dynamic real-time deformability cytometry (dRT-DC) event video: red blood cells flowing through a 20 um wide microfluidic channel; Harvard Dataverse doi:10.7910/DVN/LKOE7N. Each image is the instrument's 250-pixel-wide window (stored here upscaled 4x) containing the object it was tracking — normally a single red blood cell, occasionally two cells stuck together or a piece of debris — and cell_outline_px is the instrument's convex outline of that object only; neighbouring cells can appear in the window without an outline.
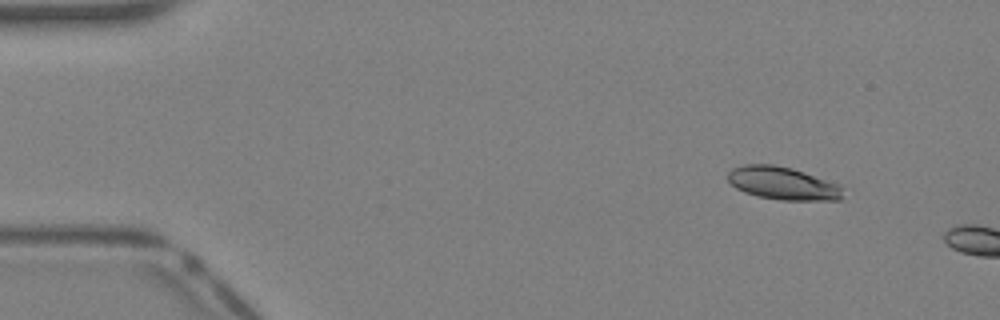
{"species": "Egyptian fruit bat (a non-hibernating species)", "species_latin": "Rousettus aegyptiacus", "temperature_condition": "warm", "stored_images_in_passage": 7, "camera_frame_rate_fps": 3000, "um_per_image_px": 0.085, "animal": {"sex": "female"}, "frame": {"image": 1, "passage_image": 4, "time_ms": 1.0, "image_size_px": [1000, 320], "cell_outline_px": [[840, 200], [780, 200], [756, 196], [744, 192], [736, 188], [728, 180], [728, 172], [732, 168], [744, 164], [772, 164], [792, 168], [840, 184]], "centroid_in_image_um": [66.49, 15.57], "position_along_channel_um": 18.5, "area_um2": 21.96}}